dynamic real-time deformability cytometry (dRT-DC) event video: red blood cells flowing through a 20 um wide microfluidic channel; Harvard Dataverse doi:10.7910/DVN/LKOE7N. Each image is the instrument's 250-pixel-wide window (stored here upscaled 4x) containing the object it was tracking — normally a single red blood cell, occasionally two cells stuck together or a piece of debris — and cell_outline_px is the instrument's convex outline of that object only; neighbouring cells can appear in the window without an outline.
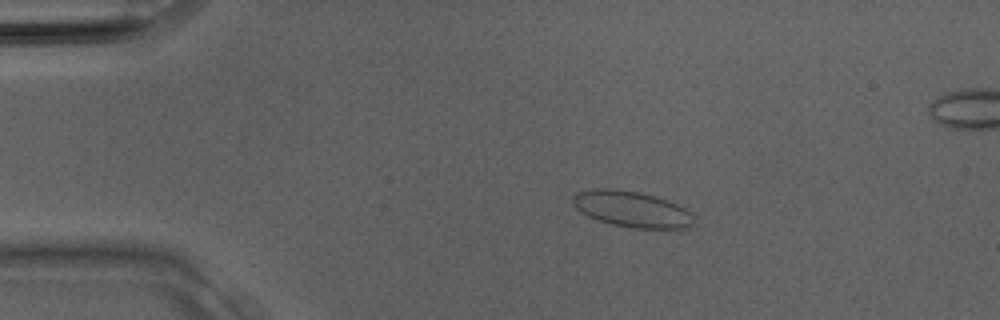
{"species": "Egyptian fruit bat (a non-hibernating species)", "species_latin": "Rousettus aegyptiacus", "temperature_condition": "room temperature", "stored_images_in_passage": 5, "camera_frame_rate_fps": 3000, "um_per_image_px": 0.085, "animal": {"sex": "male"}, "frame": {"image": 1, "passage_image": 2, "time_ms": 0.333, "image_size_px": [1000, 320], "cell_outline_px": [[692, 224], [688, 228], [632, 228], [612, 224], [596, 220], [580, 212], [572, 204], [572, 196], [576, 192], [596, 188], [612, 188], [640, 192], [668, 200], [692, 212]], "centroid_in_image_um": [53.65, 17.77], "position_along_channel_um": 31.3, "area_um2": 25.49}}